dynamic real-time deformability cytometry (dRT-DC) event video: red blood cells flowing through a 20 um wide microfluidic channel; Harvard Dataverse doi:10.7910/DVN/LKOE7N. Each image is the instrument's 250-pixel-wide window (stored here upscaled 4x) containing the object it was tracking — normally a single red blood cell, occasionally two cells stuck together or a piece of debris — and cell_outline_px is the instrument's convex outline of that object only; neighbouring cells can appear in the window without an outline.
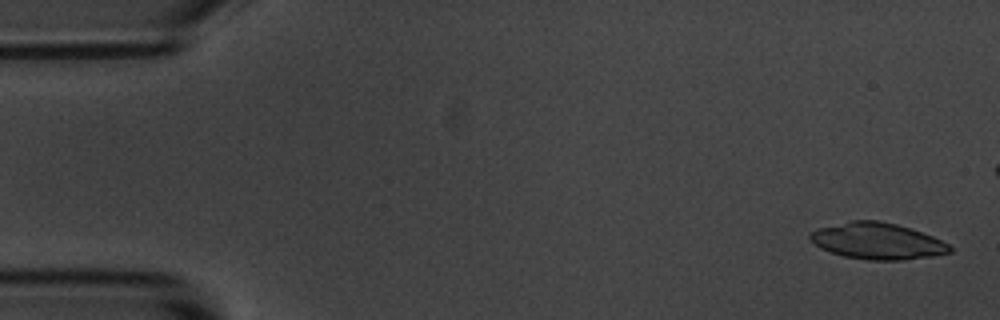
{"species": "common noctule bat (a hibernating species)", "species_latin": "Nyctalus noctula", "temperature_condition": "room temperature", "stored_images_in_passage": 9, "camera_frame_rate_fps": 3000, "um_per_image_px": 0.085, "animal": {"sex": "male", "body_mass_g": 20.1, "forearm_length_mm": 53.5}, "frame": {"image": 1, "passage_image": 1, "time_ms": 0.0, "image_size_px": [1000, 320], "cell_outline_px": [[952, 252], [932, 256], [900, 260], [868, 260], [844, 256], [820, 248], [808, 240], [808, 236], [816, 228], [852, 220], [876, 220], [896, 224], [932, 236], [948, 244], [952, 248]], "centroid_in_image_um": [74.53, 20.49], "position_along_channel_um": 10.5, "area_um2": 29.48}}